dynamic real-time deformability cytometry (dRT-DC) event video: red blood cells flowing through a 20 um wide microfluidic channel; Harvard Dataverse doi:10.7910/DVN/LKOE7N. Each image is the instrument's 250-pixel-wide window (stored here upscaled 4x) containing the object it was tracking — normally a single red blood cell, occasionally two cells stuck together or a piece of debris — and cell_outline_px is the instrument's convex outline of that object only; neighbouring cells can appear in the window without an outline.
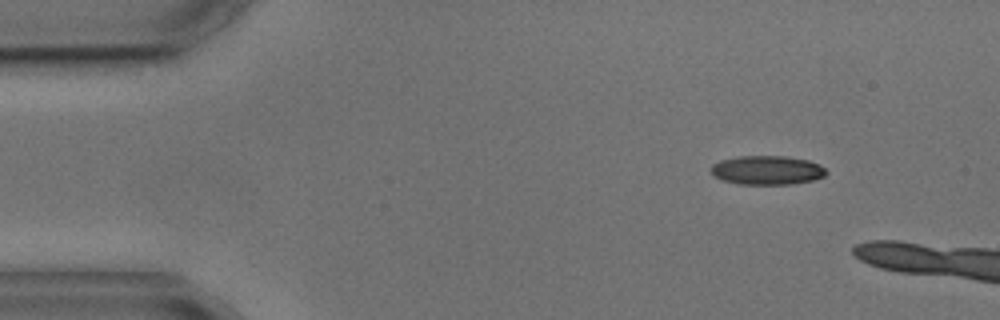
{"species": "common noctule bat (a hibernating species)", "species_latin": "Nyctalus noctula", "temperature_condition": "cold", "stored_images_in_passage": 2, "camera_frame_rate_fps": 3000, "um_per_image_px": 0.085, "animal": {"sex": "male", "body_mass_g": 17.9, "forearm_length_mm": 54.2}, "frame": {"image": 1, "passage_image": 1, "time_ms": 0.0, "image_size_px": [1000, 320], "cell_outline_px": [[828, 172], [824, 176], [812, 180], [792, 184], [740, 184], [724, 180], [716, 176], [708, 168], [712, 164], [720, 160], [736, 156], [788, 156], [808, 160], [820, 164]], "centroid_in_image_um": [65.2, 14.45], "position_along_channel_um": 19.8, "area_um2": 19.54}}